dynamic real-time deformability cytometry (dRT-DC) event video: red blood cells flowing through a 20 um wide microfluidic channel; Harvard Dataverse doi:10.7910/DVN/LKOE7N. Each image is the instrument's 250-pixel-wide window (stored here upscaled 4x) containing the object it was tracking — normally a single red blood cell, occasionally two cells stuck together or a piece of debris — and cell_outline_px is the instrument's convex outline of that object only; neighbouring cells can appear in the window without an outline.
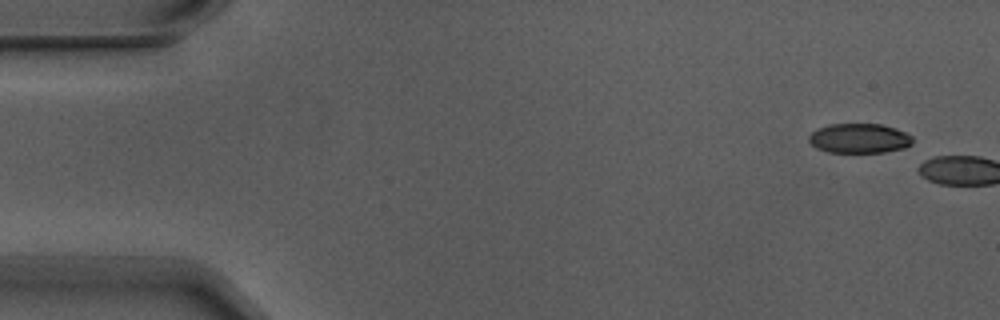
{"species": "Egyptian fruit bat (a non-hibernating species)", "species_latin": "Rousettus aegyptiacus", "temperature_condition": "warm", "stored_images_in_passage": 5, "segment_of_instrument_passage": [2, 2], "camera_frame_rate_fps": 3000, "um_per_image_px": 0.085, "animal": {"sex": "male"}, "frame": {"image": 1, "passage_image": 5, "time_ms": 1.333, "image_size_px": [1000, 320], "cell_outline_px": [[912, 144], [904, 148], [884, 152], [828, 152], [816, 148], [808, 140], [808, 136], [816, 128], [828, 124], [880, 124], [896, 128], [912, 136]], "centroid_in_image_um": [73.02, 11.75], "position_along_channel_um": 12.0, "area_um2": 17.98}}